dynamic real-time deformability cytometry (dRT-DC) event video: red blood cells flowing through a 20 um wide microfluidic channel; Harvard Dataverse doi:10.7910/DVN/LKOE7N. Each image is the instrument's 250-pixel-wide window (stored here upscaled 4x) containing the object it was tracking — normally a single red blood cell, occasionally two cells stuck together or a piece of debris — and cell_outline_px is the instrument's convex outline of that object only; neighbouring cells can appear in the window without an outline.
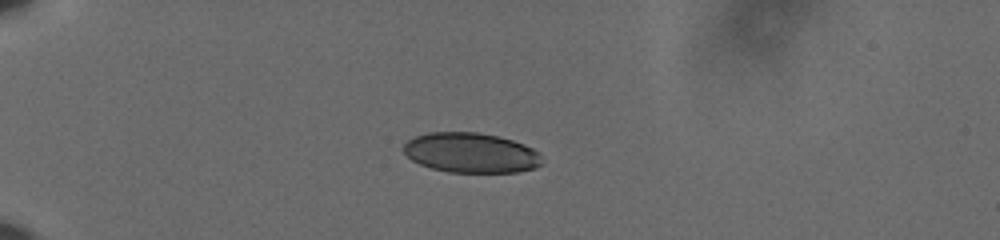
{"species": "human", "species_latin": "Homo sapiens", "temperature_condition": "cold", "stored_images_in_passage": 43, "camera_frame_rate_fps": 3000, "um_per_image_px": 0.085, "donor": {"sex": "male"}, "frame": {"image": 1, "passage_image": 1, "time_ms": 0.0, "image_size_px": [1000, 240], "cell_outline_px": [[544, 160], [536, 168], [516, 172], [448, 172], [432, 168], [420, 164], [412, 160], [404, 152], [404, 144], [408, 140], [416, 136], [428, 132], [476, 132], [496, 136], [512, 140], [524, 144], [540, 152]], "centroid_in_image_um": [40.06, 12.99], "position_along_channel_um": 44.9, "area_um2": 32.25}}
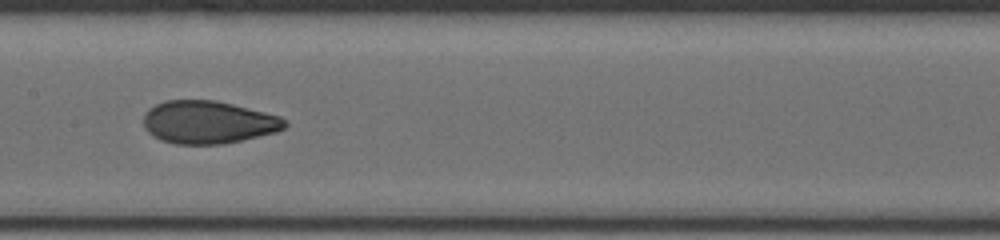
{"frame": {"image": 2, "passage_image": 17, "time_ms": 5.333, "image_size_px": [1000, 240], "cell_outline_px": [[288, 124], [284, 128], [276, 132], [224, 144], [176, 144], [160, 140], [152, 136], [144, 128], [144, 112], [148, 108], [164, 100], [216, 100], [280, 116]], "centroid_in_image_um": [17.66, 10.39], "position_along_channel_um": 189.7, "area_um2": 35.32}}
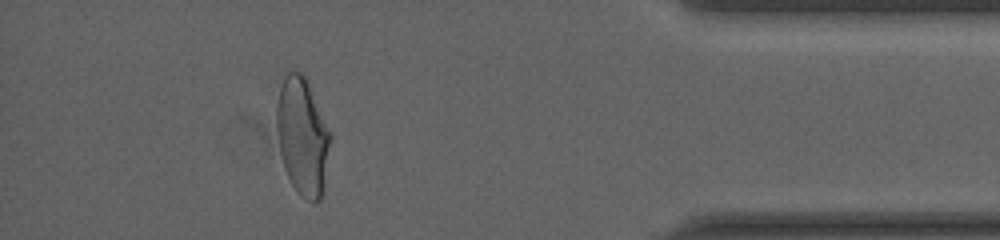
{"frame": {"image": 3, "passage_image": 38, "time_ms": 12.333, "image_size_px": [1000, 240], "cell_outline_px": [[332, 136], [324, 192], [320, 200], [312, 204], [300, 196], [296, 192], [284, 168], [280, 152], [276, 128], [276, 104], [284, 68], [288, 68], [300, 72], [308, 80]], "centroid_in_image_um": [25.71, 11.57], "position_along_channel_um": 409.5, "area_um2": 37.92}, "authors_computed_cell_mechanics": {"area_um2": 35.547, "velocity_mm_per_s": 3.6196, "shape_relaxation_time_tau1_ms": 6.2068, "shape_relaxation_time_tau2_ms": 1.0597, "deformation_change_tau1": 0.1728, "deformation_change_tau2": 0.0519}}